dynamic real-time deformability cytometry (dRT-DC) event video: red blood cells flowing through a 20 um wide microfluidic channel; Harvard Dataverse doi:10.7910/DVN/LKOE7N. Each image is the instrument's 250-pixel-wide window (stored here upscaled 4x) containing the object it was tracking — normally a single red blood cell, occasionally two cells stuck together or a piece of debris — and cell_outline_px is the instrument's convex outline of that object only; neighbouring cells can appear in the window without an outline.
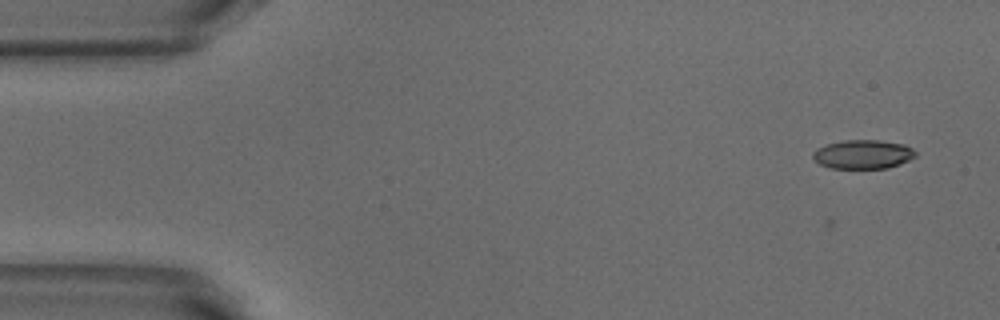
{"species": "common noctule bat (a hibernating species)", "species_latin": "Nyctalus noctula", "temperature_condition": "warm", "stored_images_in_passage": 4, "camera_frame_rate_fps": 3000, "um_per_image_px": 0.085, "animal": {"sex": "male", "body_mass_g": 18.8}, "frame": {"image": 1, "passage_image": 4, "time_ms": 1.0, "image_size_px": [1000, 320], "cell_outline_px": [[916, 156], [900, 164], [888, 168], [832, 168], [820, 164], [812, 156], [812, 152], [816, 148], [828, 144], [844, 140], [880, 140], [904, 144], [912, 148], [916, 152]], "centroid_in_image_um": [73.36, 13.11], "position_along_channel_um": 11.6, "area_um2": 17.28}}